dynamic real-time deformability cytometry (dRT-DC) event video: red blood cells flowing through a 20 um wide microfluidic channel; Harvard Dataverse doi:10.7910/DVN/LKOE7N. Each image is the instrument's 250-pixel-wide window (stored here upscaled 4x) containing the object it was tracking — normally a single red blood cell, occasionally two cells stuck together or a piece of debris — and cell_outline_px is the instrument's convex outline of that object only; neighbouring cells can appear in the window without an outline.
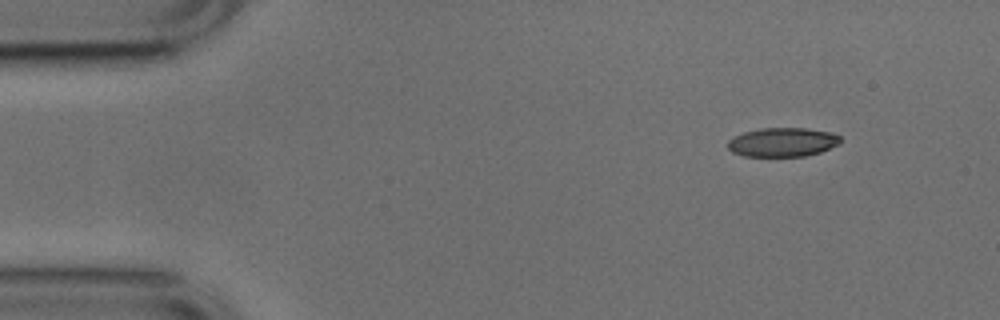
{"species": "common noctule bat (a hibernating species)", "species_latin": "Nyctalus noctula", "temperature_condition": "cold", "stored_images_in_passage": 7, "camera_frame_rate_fps": 3000, "um_per_image_px": 0.085, "animal": {"sex": "male", "body_mass_g": 17.9, "forearm_length_mm": 54.2}, "frame": {"image": 1, "passage_image": 1, "time_ms": 0.0, "image_size_px": [1000, 320], "cell_outline_px": [[840, 144], [820, 152], [804, 156], [744, 156], [732, 152], [728, 148], [728, 140], [744, 132], [760, 128], [804, 128], [832, 132], [840, 136]], "centroid_in_image_um": [66.53, 12.08], "position_along_channel_um": 18.5, "area_um2": 19.02}}
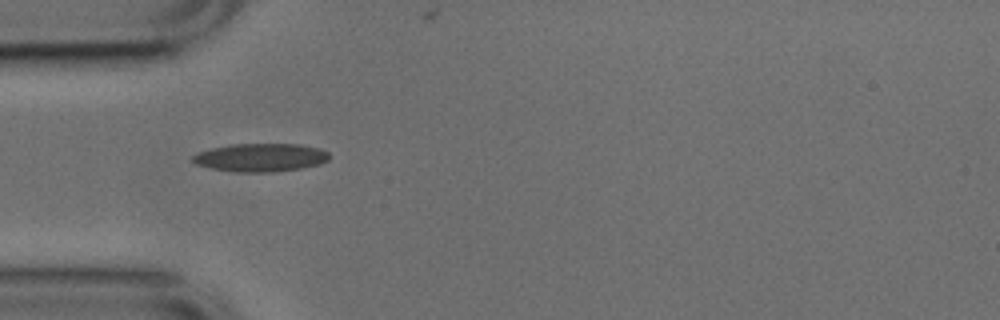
{"frame": {"image": 2, "passage_image": 3, "time_ms": 0.667, "image_size_px": [1000, 320], "cell_outline_px": [[328, 160], [320, 164], [300, 168], [272, 172], [236, 172], [212, 168], [196, 164], [192, 160], [192, 156], [200, 152], [212, 148], [232, 144], [300, 144], [320, 148], [328, 152]], "centroid_in_image_um": [22.17, 13.38], "position_along_channel_um": 62.8, "area_um2": 22.31}}
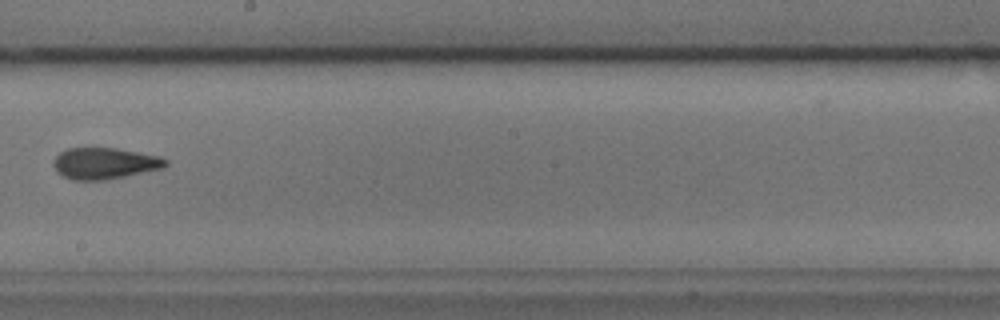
{"frame": {"image": 3, "passage_image": 7, "time_ms": 2.0, "image_size_px": [1000, 320], "cell_outline_px": [[168, 164], [164, 168], [104, 180], [72, 180], [56, 172], [52, 164], [52, 160], [60, 152], [68, 148], [116, 148], [156, 156], [168, 160]], "centroid_in_image_um": [8.84, 13.89], "position_along_channel_um": 239.4, "area_um2": 20.4}}